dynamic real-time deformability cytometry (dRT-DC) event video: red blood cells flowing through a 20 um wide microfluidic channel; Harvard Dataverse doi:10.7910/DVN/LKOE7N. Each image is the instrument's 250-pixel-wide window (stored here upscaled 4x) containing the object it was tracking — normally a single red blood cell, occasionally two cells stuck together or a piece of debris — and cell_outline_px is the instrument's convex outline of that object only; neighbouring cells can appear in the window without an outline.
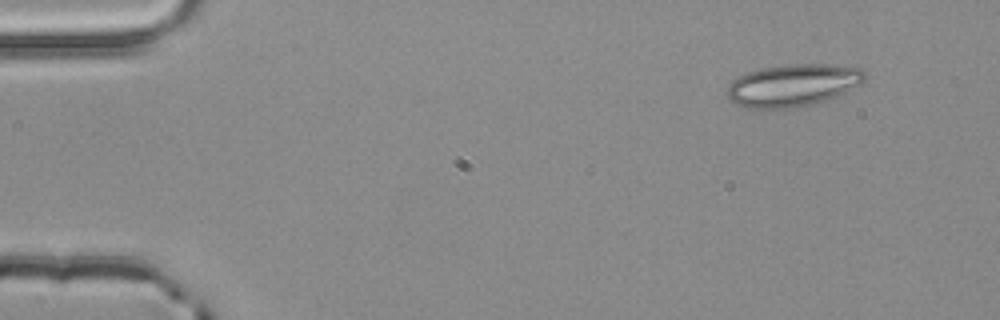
{"species": "common noctule bat (a hibernating species)", "species_latin": "Nyctalus noctula", "temperature_condition": "room temperature", "stored_images_in_passage": 3, "camera_frame_rate_fps": 3000, "um_per_image_px": 0.085, "animal": {"sex": "male", "body_mass_g": 20.4}, "frame": {"image": 1, "passage_image": 1, "time_ms": 0.0, "image_size_px": [1000, 320], "cell_outline_px": [[868, 76], [860, 84], [836, 96], [812, 104], [796, 108], [740, 108], [732, 104], [728, 96], [728, 84], [732, 80], [748, 72], [764, 68], [788, 64], [824, 64], [864, 68], [868, 72]], "centroid_in_image_um": [67.4, 7.25], "position_along_channel_um": 17.6, "area_um2": 34.1}}
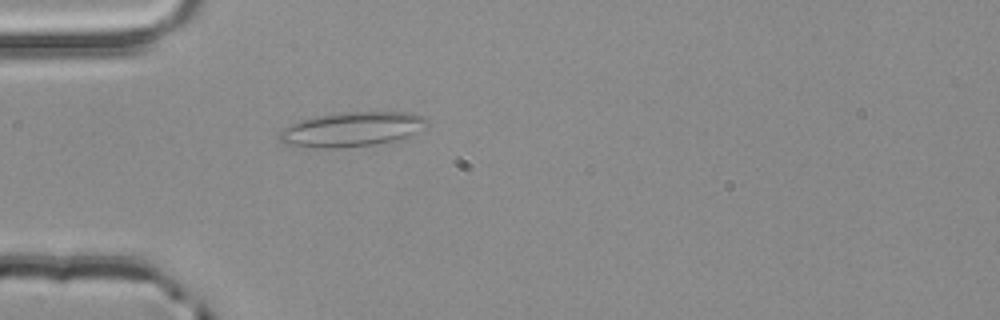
{"frame": {"image": 2, "passage_image": 3, "time_ms": 0.667, "image_size_px": [1000, 320], "cell_outline_px": [[428, 124], [416, 132], [408, 136], [396, 140], [372, 144], [336, 148], [316, 148], [284, 144], [280, 140], [280, 132], [284, 128], [292, 124], [316, 116], [344, 112], [412, 112], [424, 116], [428, 120]], "centroid_in_image_um": [29.94, 10.98], "position_along_channel_um": 55.1, "area_um2": 29.42}}